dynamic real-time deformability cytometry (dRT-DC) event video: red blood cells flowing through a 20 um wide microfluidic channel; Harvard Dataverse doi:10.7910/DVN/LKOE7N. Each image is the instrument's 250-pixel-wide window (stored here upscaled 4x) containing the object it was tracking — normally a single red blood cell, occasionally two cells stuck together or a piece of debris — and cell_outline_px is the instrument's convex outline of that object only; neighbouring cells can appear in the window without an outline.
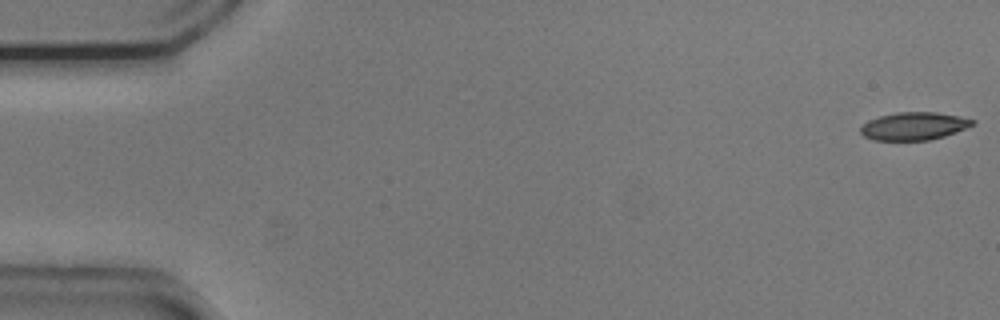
{"species": "common noctule bat (a hibernating species)", "species_latin": "Nyctalus noctula", "temperature_condition": "cold", "stored_images_in_passage": 54, "camera_frame_rate_fps": 3000, "um_per_image_px": 0.085, "animal": {"sex": "male", "body_mass_g": 20.5, "forearm_length_mm": 52.5}, "frame": {"image": 1, "passage_image": 1, "time_ms": 0.0, "image_size_px": [1000, 320], "cell_outline_px": [[976, 120], [972, 124], [956, 132], [944, 136], [928, 140], [872, 140], [864, 136], [860, 132], [860, 128], [868, 120], [880, 116], [896, 112], [936, 112], [960, 116]], "centroid_in_image_um": [77.66, 10.71], "position_along_channel_um": 7.3, "area_um2": 18.03}}
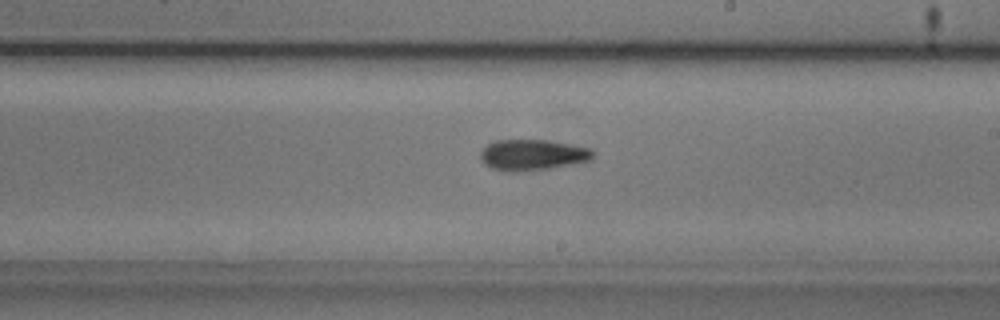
{"frame": {"image": 2, "passage_image": 31, "time_ms": 10.0, "image_size_px": [1000, 320], "cell_outline_px": [[592, 160], [548, 168], [516, 172], [512, 172], [492, 168], [484, 164], [480, 160], [480, 152], [488, 144], [496, 140], [548, 140], [588, 148], [592, 152]], "centroid_in_image_um": [45.2, 13.16], "position_along_channel_um": 243.8, "area_um2": 19.94}}
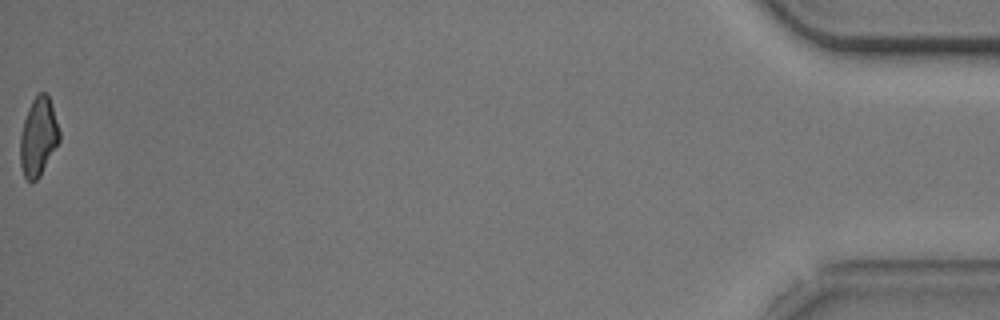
{"frame": {"image": 3, "passage_image": 54, "time_ms": 17.667, "image_size_px": [1000, 320], "cell_outline_px": [[60, 140], [40, 176], [36, 180], [28, 180], [24, 176], [20, 164], [20, 136], [24, 120], [28, 108], [32, 100], [40, 92], [44, 92], [48, 96], [60, 132]], "centroid_in_image_um": [3.25, 11.65], "position_along_channel_um": 432.0, "area_um2": 17.63}, "authors_computed_cell_mechanics": {"area_um2": 18.9873, "velocity_mm_per_s": 3.7511, "shape_relaxation_time_tau1_ms": 4.826, "shape_relaxation_time_tau2_ms": null, "deformation_change_tau1": 0.1211, "deformation_change_tau2": null}}